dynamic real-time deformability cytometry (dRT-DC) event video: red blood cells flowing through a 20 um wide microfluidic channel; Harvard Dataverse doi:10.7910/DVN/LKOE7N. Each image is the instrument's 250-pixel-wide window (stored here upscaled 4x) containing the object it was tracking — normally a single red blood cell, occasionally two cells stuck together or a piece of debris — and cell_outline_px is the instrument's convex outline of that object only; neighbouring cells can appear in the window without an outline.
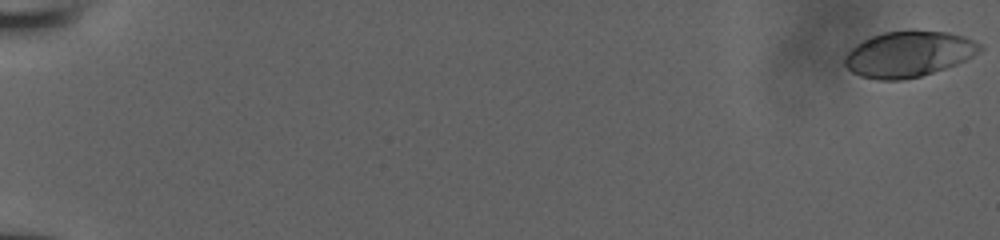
{"species": "human", "species_latin": "Homo sapiens", "temperature_condition": "room temperature", "stored_images_in_passage": 54, "camera_frame_rate_fps": 3000, "um_per_image_px": 0.085, "donor": {"sex": "male"}, "frame": {"image": 1, "passage_image": 1, "time_ms": 0.0, "image_size_px": [1000, 240], "cell_outline_px": [[984, 48], [980, 52], [956, 64], [920, 76], [900, 80], [880, 80], [860, 76], [852, 72], [844, 64], [844, 56], [856, 44], [872, 36], [884, 32], [948, 32], [964, 36], [980, 44]], "centroid_in_image_um": [77.21, 4.61], "position_along_channel_um": 7.8, "area_um2": 35.43}}
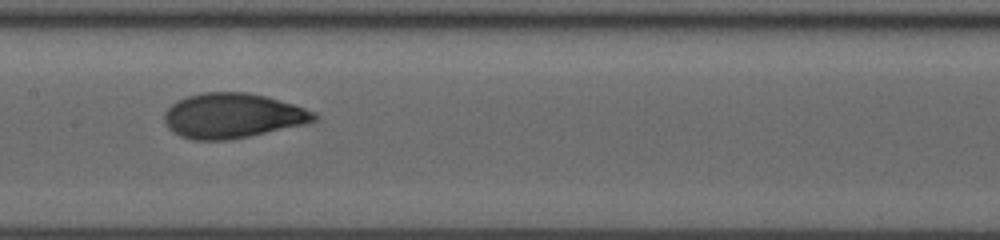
{"frame": {"image": 2, "passage_image": 30, "time_ms": 9.667, "image_size_px": [1000, 240], "cell_outline_px": [[320, 116], [316, 120], [304, 124], [248, 136], [228, 140], [192, 140], [180, 136], [172, 132], [168, 128], [164, 120], [164, 112], [176, 100], [200, 92], [248, 92], [264, 96], [292, 104], [316, 112]], "centroid_in_image_um": [19.73, 9.83], "position_along_channel_um": 187.7, "area_um2": 39.13}}
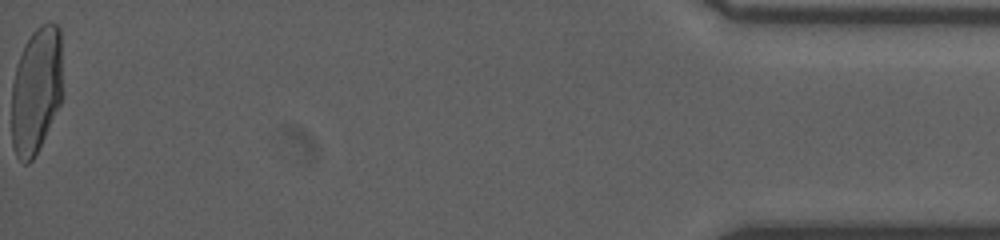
{"frame": {"image": 3, "passage_image": 54, "time_ms": 17.667, "image_size_px": [1000, 240], "cell_outline_px": [[64, 96], [32, 160], [28, 164], [24, 164], [16, 156], [12, 144], [12, 84], [16, 64], [24, 44], [32, 32], [40, 24], [56, 24], [60, 28]], "centroid_in_image_um": [3.1, 7.64], "position_along_channel_um": 432.1, "area_um2": 38.21}}